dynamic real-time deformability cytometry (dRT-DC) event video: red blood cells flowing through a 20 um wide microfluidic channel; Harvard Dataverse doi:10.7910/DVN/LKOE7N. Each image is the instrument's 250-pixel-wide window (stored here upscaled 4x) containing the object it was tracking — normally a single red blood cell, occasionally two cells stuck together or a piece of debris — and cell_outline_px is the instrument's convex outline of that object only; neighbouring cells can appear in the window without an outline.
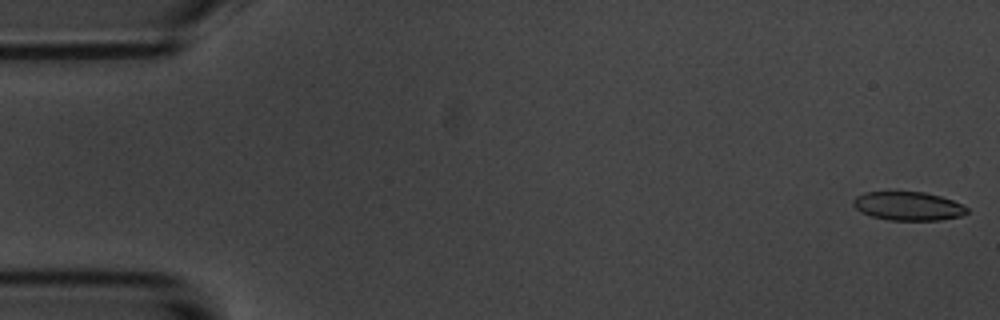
{"species": "common noctule bat (a hibernating species)", "species_latin": "Nyctalus noctula", "temperature_condition": "room temperature", "stored_images_in_passage": 16, "camera_frame_rate_fps": 3000, "um_per_image_px": 0.085, "animal": {"sex": "male", "body_mass_g": 20.1, "forearm_length_mm": 53.5}, "frame": {"image": 1, "passage_image": 1, "time_ms": 0.0, "image_size_px": [1000, 320], "cell_outline_px": [[968, 212], [960, 216], [940, 220], [888, 220], [872, 216], [860, 212], [852, 204], [852, 200], [856, 196], [864, 192], [924, 192], [940, 196], [952, 200], [968, 208]], "centroid_in_image_um": [77.16, 17.52], "position_along_channel_um": 7.8, "area_um2": 18.96}}
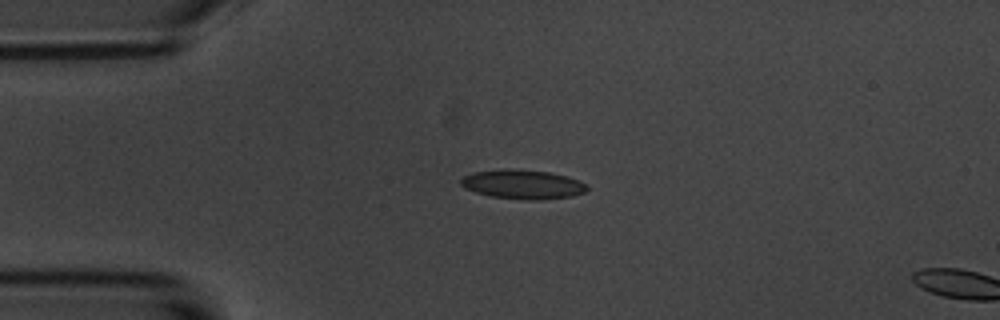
{"frame": {"image": 2, "passage_image": 13, "time_ms": 4.0, "image_size_px": [1000, 320], "cell_outline_px": [[588, 188], [584, 192], [572, 196], [540, 200], [528, 200], [492, 196], [476, 192], [464, 188], [460, 184], [460, 180], [464, 176], [472, 172], [504, 168], [552, 172], [568, 176], [580, 180], [588, 184]], "centroid_in_image_um": [44.45, 15.66], "position_along_channel_um": 40.5, "area_um2": 21.68}}